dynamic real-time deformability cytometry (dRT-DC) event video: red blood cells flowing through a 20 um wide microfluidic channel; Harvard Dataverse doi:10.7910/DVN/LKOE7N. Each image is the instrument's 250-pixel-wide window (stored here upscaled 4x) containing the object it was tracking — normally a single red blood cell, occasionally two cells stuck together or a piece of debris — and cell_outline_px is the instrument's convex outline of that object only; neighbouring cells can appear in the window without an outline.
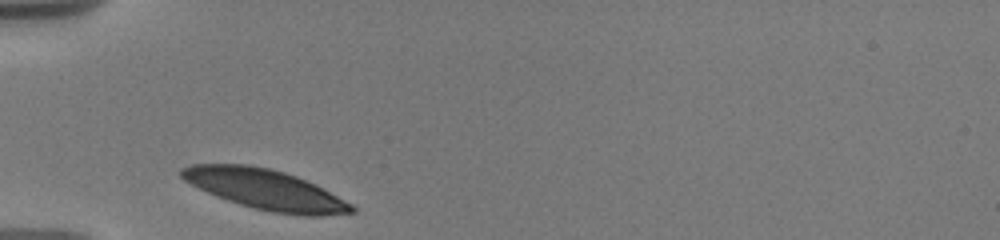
{"species": "human", "species_latin": "Homo sapiens", "temperature_condition": "warm", "stored_images_in_passage": 6, "camera_frame_rate_fps": 3000, "um_per_image_px": 0.085, "donor": {"sex": "male"}, "frame": {"image": 1, "passage_image": 1, "time_ms": 0.0, "image_size_px": [1000, 240], "cell_outline_px": [[356, 212], [324, 216], [304, 216], [272, 212], [240, 204], [216, 196], [184, 180], [180, 176], [180, 168], [192, 164], [248, 164], [272, 168], [296, 176], [352, 204], [356, 208]], "centroid_in_image_um": [22.54, 16.1], "position_along_channel_um": 62.5, "area_um2": 39.36}}
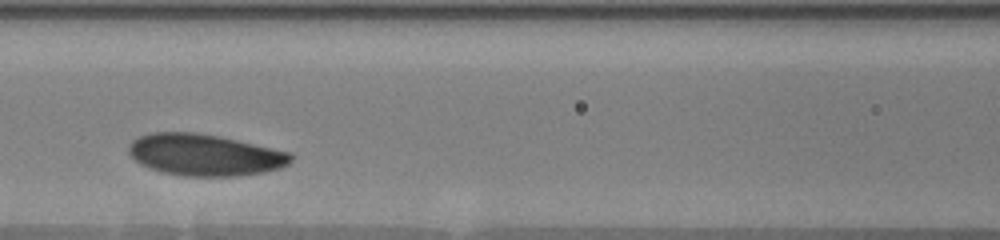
{"frame": {"image": 2, "passage_image": 4, "time_ms": 2.667, "image_size_px": [1000, 240], "cell_outline_px": [[292, 160], [288, 164], [280, 168], [264, 172], [240, 176], [184, 176], [160, 172], [148, 168], [140, 164], [128, 152], [128, 144], [132, 140], [140, 136], [152, 132], [196, 132], [220, 136], [292, 152]], "centroid_in_image_um": [17.4, 13.16], "position_along_channel_um": 149.2, "area_um2": 39.71}}
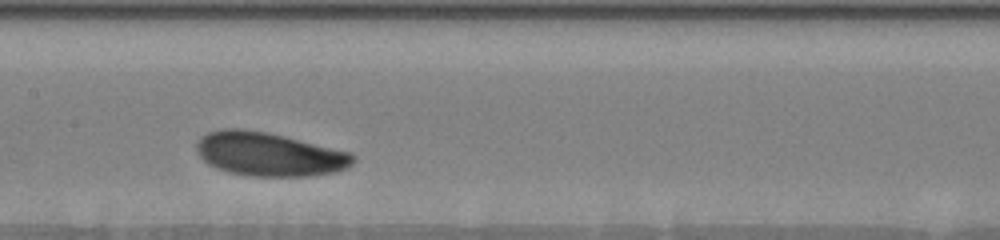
{"frame": {"image": 3, "passage_image": 5, "time_ms": 3.667, "image_size_px": [1000, 240], "cell_outline_px": [[356, 160], [352, 164], [336, 172], [312, 176], [252, 176], [228, 172], [216, 168], [208, 164], [200, 156], [196, 148], [196, 144], [200, 136], [208, 132], [224, 128], [244, 128], [268, 132], [352, 152], [356, 156]], "centroid_in_image_um": [22.88, 13.1], "position_along_channel_um": 184.5, "area_um2": 40.23}}